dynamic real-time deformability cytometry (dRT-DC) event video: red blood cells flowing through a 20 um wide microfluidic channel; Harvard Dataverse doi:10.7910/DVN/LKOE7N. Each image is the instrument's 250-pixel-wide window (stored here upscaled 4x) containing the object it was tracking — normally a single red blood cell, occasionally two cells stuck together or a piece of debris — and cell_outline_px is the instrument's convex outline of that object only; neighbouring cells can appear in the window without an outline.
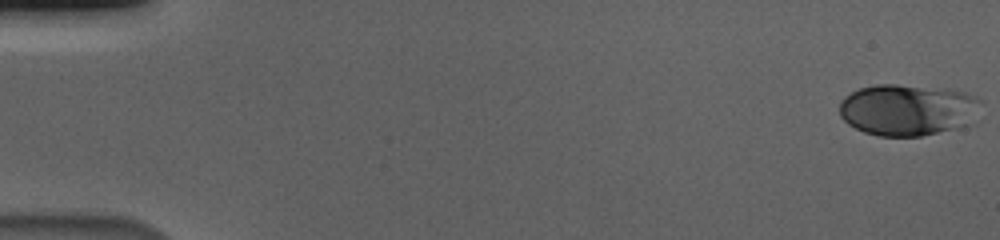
{"species": "human", "species_latin": "Homo sapiens", "temperature_condition": "cold", "stored_images_in_passage": 58, "camera_frame_rate_fps": 3000, "um_per_image_px": 0.085, "donor": {"sex": "male"}, "frame": {"image": 1, "passage_image": 1, "time_ms": 0.0, "image_size_px": [1000, 240], "cell_outline_px": [[980, 100], [964, 124], [956, 128], [920, 136], [880, 136], [864, 132], [848, 124], [840, 116], [840, 100], [844, 96], [860, 88], [876, 84], [896, 84], [948, 88], [964, 92], [976, 96]], "centroid_in_image_um": [77.04, 9.31], "position_along_channel_um": 8.0, "area_um2": 41.85}}
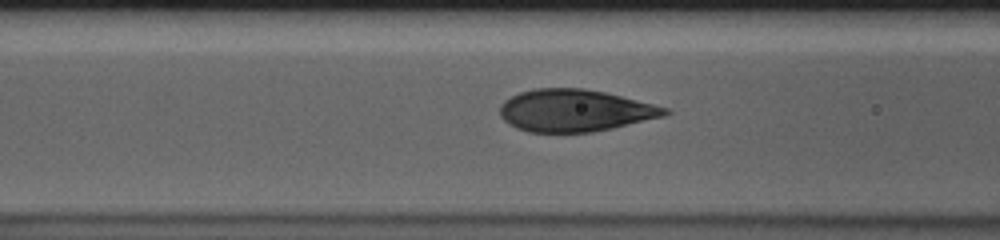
{"frame": {"image": 2, "passage_image": 24, "time_ms": 7.667, "image_size_px": [1000, 240], "cell_outline_px": [[672, 112], [664, 116], [612, 128], [592, 132], [528, 132], [516, 128], [508, 124], [500, 116], [500, 108], [504, 100], [520, 92], [536, 88], [584, 88], [604, 92], [668, 108]], "centroid_in_image_um": [48.83, 9.4], "position_along_channel_um": 117.8, "area_um2": 40.29}}
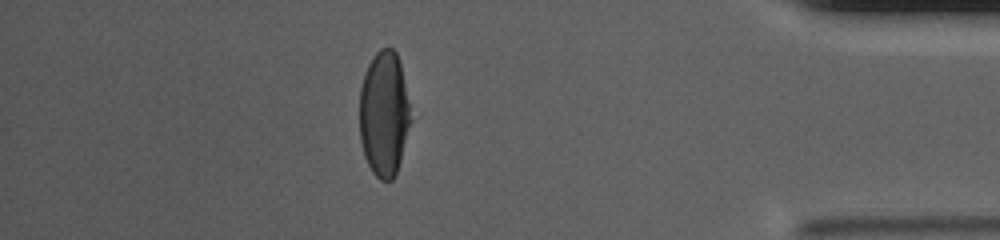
{"frame": {"image": 3, "passage_image": 51, "time_ms": 16.667, "image_size_px": [1000, 240], "cell_outline_px": [[412, 120], [400, 160], [396, 172], [392, 180], [380, 180], [372, 172], [364, 156], [360, 140], [360, 88], [364, 72], [368, 64], [376, 52], [380, 48], [392, 48], [396, 52], [400, 64]], "centroid_in_image_um": [32.63, 9.68], "position_along_channel_um": 402.6, "area_um2": 37.22}, "authors_computed_cell_mechanics": {"area_um2": 40.749, "velocity_mm_per_s": 3.576, "shape_relaxation_time_tau1_ms": 3.8011, "shape_relaxation_time_tau2_ms": null, "deformation_change_tau1": 0.1805, "deformation_change_tau2": null}}